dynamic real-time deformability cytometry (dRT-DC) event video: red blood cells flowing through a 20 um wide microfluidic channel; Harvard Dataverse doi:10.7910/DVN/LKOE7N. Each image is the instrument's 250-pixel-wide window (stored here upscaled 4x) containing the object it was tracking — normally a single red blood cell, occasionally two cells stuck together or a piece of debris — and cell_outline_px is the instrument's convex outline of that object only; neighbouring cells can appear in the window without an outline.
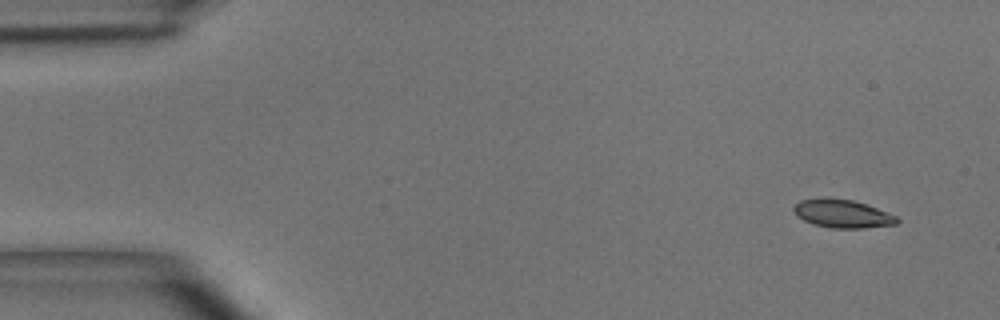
{"species": "common noctule bat (a hibernating species)", "species_latin": "Nyctalus noctula", "temperature_condition": "room temperature", "stored_images_in_passage": 4, "camera_frame_rate_fps": 3000, "um_per_image_px": 0.085, "animal": {"sex": "male", "body_mass_g": 15.6}, "frame": {"image": 1, "passage_image": 1, "time_ms": 0.0, "image_size_px": [1000, 320], "cell_outline_px": [[900, 220], [896, 224], [864, 228], [832, 228], [812, 224], [804, 220], [792, 208], [800, 200], [824, 196], [828, 196], [852, 200], [876, 208], [896, 216]], "centroid_in_image_um": [71.59, 18.14], "position_along_channel_um": 13.4, "area_um2": 16.99}}
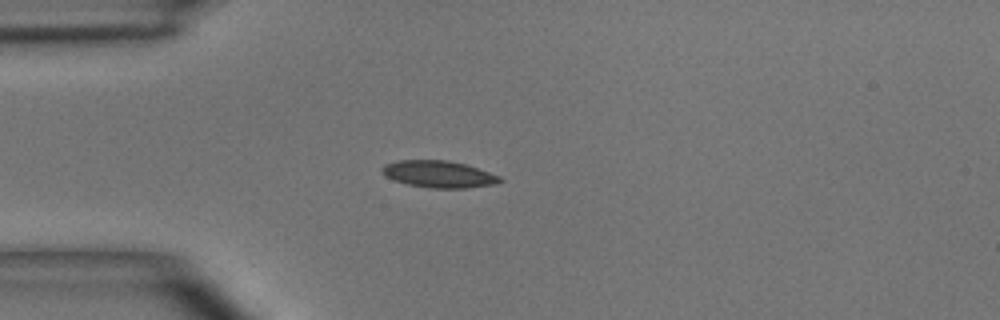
{"frame": {"image": 2, "passage_image": 4, "time_ms": 3.333, "image_size_px": [1000, 320], "cell_outline_px": [[504, 180], [492, 184], [464, 188], [432, 188], [408, 184], [396, 180], [388, 176], [384, 172], [384, 164], [400, 160], [448, 160], [464, 164], [500, 176]], "centroid_in_image_um": [37.32, 14.8], "position_along_channel_um": 47.7, "area_um2": 17.92}}